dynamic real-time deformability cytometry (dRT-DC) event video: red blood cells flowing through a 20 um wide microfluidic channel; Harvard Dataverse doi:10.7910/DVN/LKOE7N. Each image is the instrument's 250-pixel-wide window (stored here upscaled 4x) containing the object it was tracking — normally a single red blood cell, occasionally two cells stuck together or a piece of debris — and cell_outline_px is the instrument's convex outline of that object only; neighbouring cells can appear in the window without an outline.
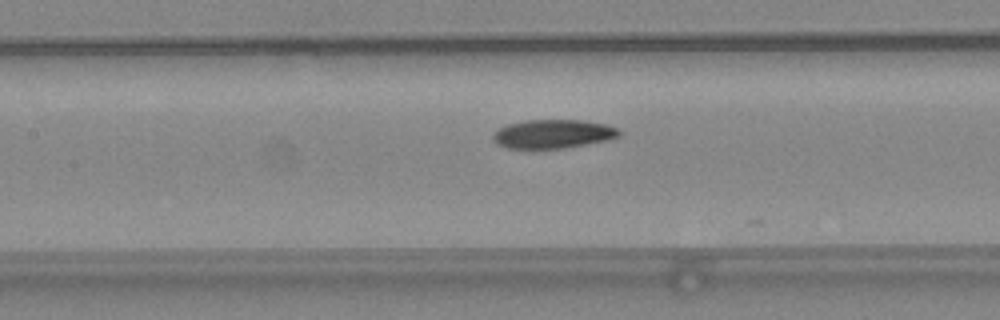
{"species": "common noctule bat (a hibernating species)", "species_latin": "Nyctalus noctula", "temperature_condition": "warm", "stored_images_in_passage": 33, "camera_frame_rate_fps": 3000, "um_per_image_px": 0.085, "animal": {"sex": "female", "body_mass_g": 24.6, "forearm_length_mm": 56.2}, "frame": {"image": 1, "passage_image": 7, "time_ms": 2.0, "image_size_px": [1000, 320], "cell_outline_px": [[620, 136], [604, 140], [564, 148], [508, 148], [492, 140], [492, 136], [500, 128], [508, 124], [528, 120], [584, 120], [604, 124], [616, 128], [620, 132]], "centroid_in_image_um": [46.99, 11.37], "position_along_channel_um": 160.4, "area_um2": 20.69}}
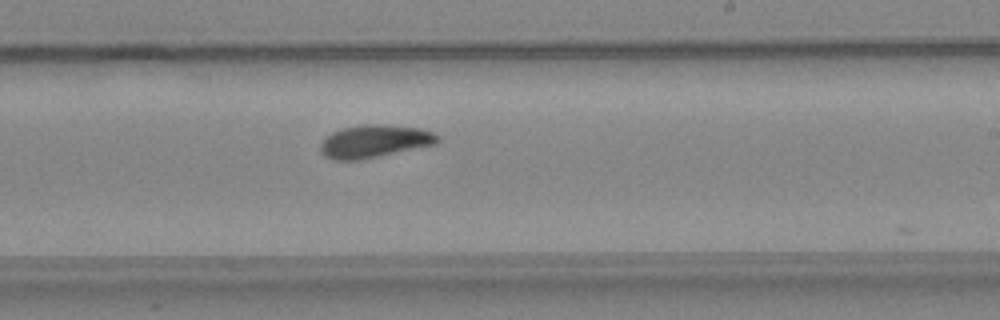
{"frame": {"image": 2, "passage_image": 14, "time_ms": 4.333, "image_size_px": [1000, 320], "cell_outline_px": [[440, 140], [436, 144], [360, 160], [332, 160], [324, 156], [320, 148], [320, 144], [324, 136], [332, 132], [344, 128], [364, 124], [384, 124], [420, 128], [432, 132], [440, 136]], "centroid_in_image_um": [31.81, 12.01], "position_along_channel_um": 257.2, "area_um2": 22.48}}
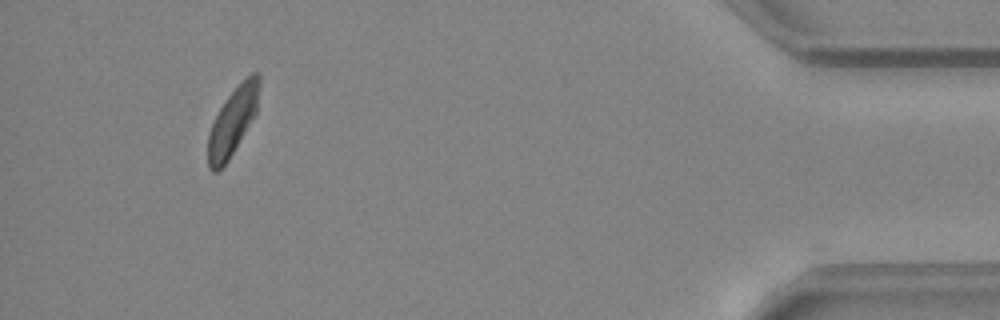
{"frame": {"image": 3, "passage_image": 30, "time_ms": 9.667, "image_size_px": [1000, 320], "cell_outline_px": [[260, 84], [256, 112], [228, 160], [216, 172], [212, 172], [208, 168], [208, 132], [220, 108], [228, 96], [252, 72], [256, 72], [260, 76]], "centroid_in_image_um": [19.77, 10.32], "position_along_channel_um": 415.4, "area_um2": 19.54}}